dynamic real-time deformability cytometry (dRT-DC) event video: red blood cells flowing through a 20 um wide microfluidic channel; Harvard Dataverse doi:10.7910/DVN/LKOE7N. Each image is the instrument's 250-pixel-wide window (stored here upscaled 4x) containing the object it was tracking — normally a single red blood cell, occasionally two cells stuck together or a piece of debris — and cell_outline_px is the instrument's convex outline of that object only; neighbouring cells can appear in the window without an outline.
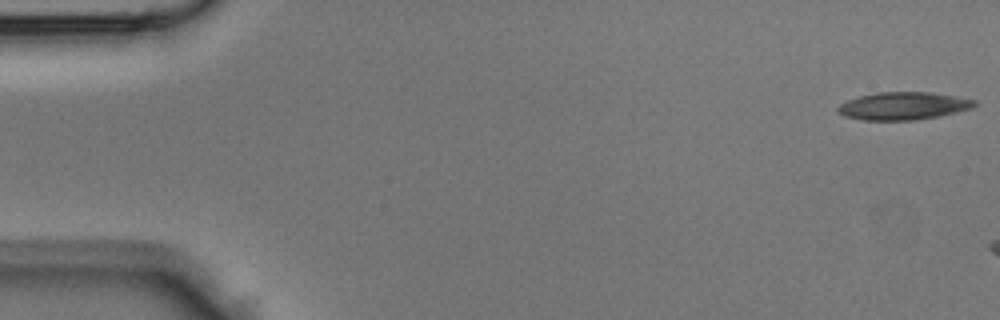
{"species": "Egyptian fruit bat (a non-hibernating species)", "species_latin": "Rousettus aegyptiacus", "temperature_condition": "room temperature", "stored_images_in_passage": 7, "camera_frame_rate_fps": 3000, "um_per_image_px": 0.085, "animal": {"sex": "male"}, "frame": {"image": 1, "passage_image": 1, "time_ms": 0.0, "image_size_px": [1000, 320], "cell_outline_px": [[976, 104], [972, 108], [940, 116], [916, 120], [860, 120], [844, 116], [836, 112], [836, 108], [840, 104], [848, 100], [860, 96], [876, 92], [932, 92], [976, 100]], "centroid_in_image_um": [76.75, 9.01], "position_along_channel_um": 8.3, "area_um2": 22.14}}